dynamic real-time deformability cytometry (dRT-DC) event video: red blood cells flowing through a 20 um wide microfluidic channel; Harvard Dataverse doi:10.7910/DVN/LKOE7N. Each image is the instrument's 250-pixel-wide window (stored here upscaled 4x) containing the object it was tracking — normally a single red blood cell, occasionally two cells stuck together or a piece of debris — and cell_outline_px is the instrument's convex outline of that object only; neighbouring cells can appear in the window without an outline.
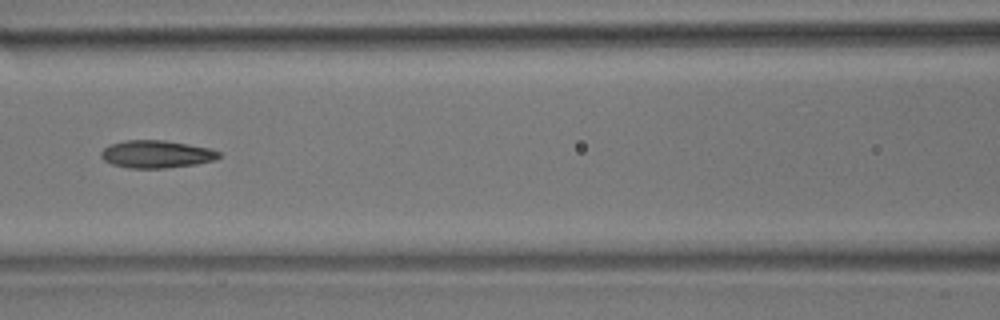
{"species": "common noctule bat (a hibernating species)", "species_latin": "Nyctalus noctula", "temperature_condition": "room temperature", "stored_images_in_passage": 9, "camera_frame_rate_fps": 3000, "um_per_image_px": 0.085, "animal": {"sex": "male", "body_mass_g": 17.9}, "frame": {"image": 1, "passage_image": 6, "time_ms": 1.667, "image_size_px": [1000, 320], "cell_outline_px": [[220, 156], [216, 160], [196, 164], [164, 168], [128, 168], [112, 164], [104, 160], [100, 156], [100, 152], [104, 148], [112, 144], [124, 140], [164, 140], [208, 148], [220, 152]], "centroid_in_image_um": [13.28, 13.11], "position_along_channel_um": 153.3, "area_um2": 18.84}}
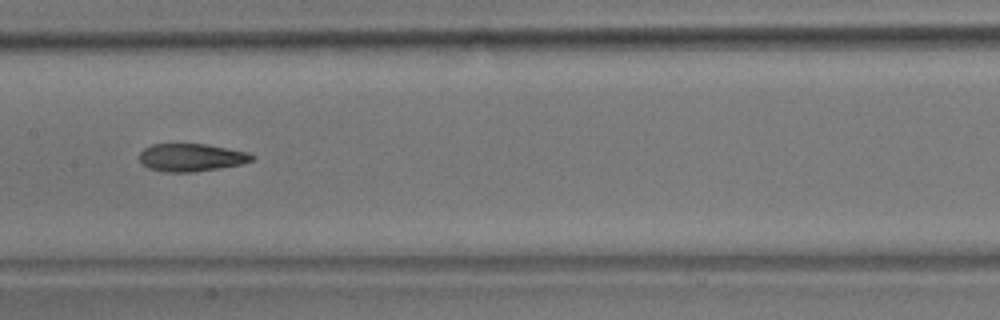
{"frame": {"image": 2, "passage_image": 7, "time_ms": 2.0, "image_size_px": [1000, 320], "cell_outline_px": [[256, 156], [252, 160], [240, 164], [220, 168], [192, 172], [164, 172], [148, 168], [140, 160], [140, 152], [144, 148], [152, 144], [208, 144], [248, 152]], "centroid_in_image_um": [16.27, 13.38], "position_along_channel_um": 191.1, "area_um2": 18.21}}
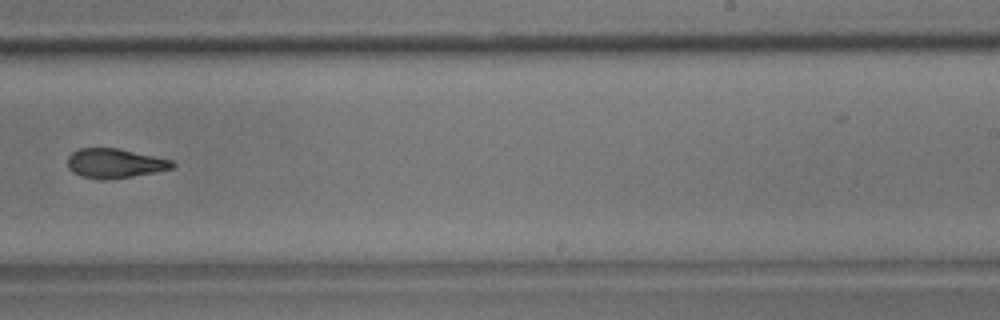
{"frame": {"image": 3, "passage_image": 9, "time_ms": 2.667, "image_size_px": [1000, 320], "cell_outline_px": [[176, 164], [172, 168], [132, 176], [100, 180], [80, 176], [72, 172], [68, 168], [68, 156], [72, 152], [80, 148], [116, 148], [172, 160]], "centroid_in_image_um": [9.7, 13.88], "position_along_channel_um": 279.3, "area_um2": 17.74}}